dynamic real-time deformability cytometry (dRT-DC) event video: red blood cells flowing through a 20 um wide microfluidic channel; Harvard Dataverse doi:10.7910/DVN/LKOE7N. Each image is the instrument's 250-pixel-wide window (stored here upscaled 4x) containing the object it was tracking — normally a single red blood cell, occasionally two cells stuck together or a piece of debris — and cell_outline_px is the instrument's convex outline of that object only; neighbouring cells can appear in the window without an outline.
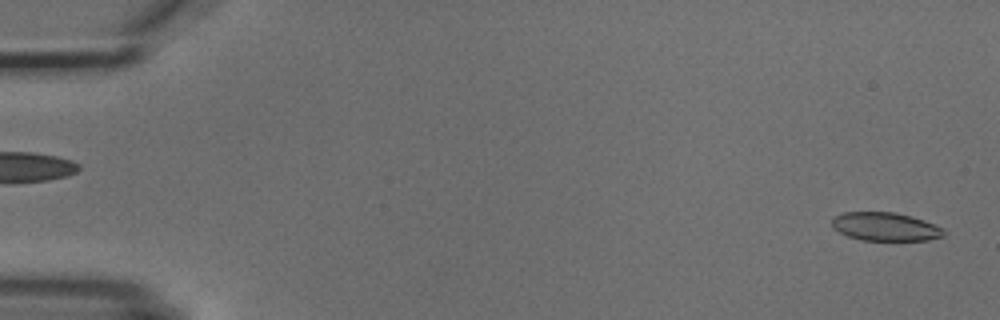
{"species": "common noctule bat (a hibernating species)", "species_latin": "Nyctalus noctula", "temperature_condition": "cold", "stored_images_in_passage": 5, "segment_of_instrument_passage": [2, 2], "camera_frame_rate_fps": 3000, "um_per_image_px": 0.085, "animal": {"sex": "male", "body_mass_g": 18.8}, "frame": {"image": 1, "passage_image": 5, "time_ms": 5.333, "image_size_px": [1000, 320], "cell_outline_px": [[944, 236], [928, 240], [860, 240], [848, 236], [832, 228], [832, 220], [836, 216], [844, 212], [896, 212], [912, 216], [924, 220], [944, 228]], "centroid_in_image_um": [75.27, 19.26], "position_along_channel_um": 9.7, "area_um2": 18.55}}